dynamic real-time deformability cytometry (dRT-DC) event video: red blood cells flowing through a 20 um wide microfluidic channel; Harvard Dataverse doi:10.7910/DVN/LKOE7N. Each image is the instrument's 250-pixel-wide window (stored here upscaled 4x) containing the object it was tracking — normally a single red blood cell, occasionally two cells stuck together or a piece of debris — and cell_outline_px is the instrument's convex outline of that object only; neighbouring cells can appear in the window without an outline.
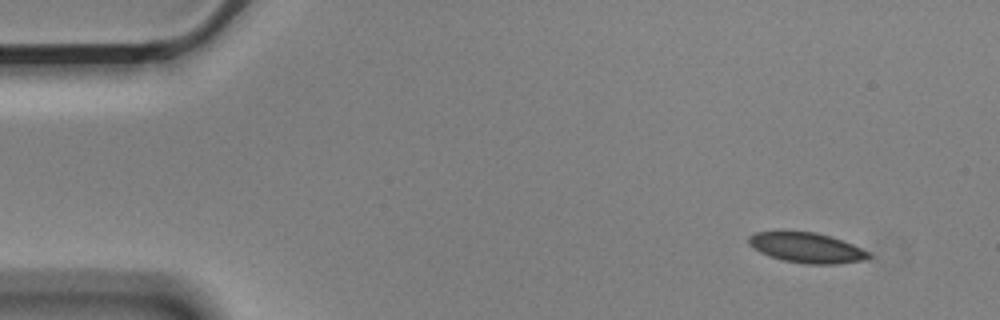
{"species": "Egyptian fruit bat (a non-hibernating species)", "species_latin": "Rousettus aegyptiacus", "temperature_condition": "cold", "stored_images_in_passage": 4, "camera_frame_rate_fps": 3000, "um_per_image_px": 0.085, "animal": {"sex": "male"}, "frame": {"image": 1, "passage_image": 1, "time_ms": 0.0, "image_size_px": [1000, 320], "cell_outline_px": [[872, 256], [868, 260], [836, 264], [808, 264], [784, 260], [760, 252], [748, 244], [748, 236], [756, 232], [816, 232], [852, 244], [868, 252]], "centroid_in_image_um": [68.59, 21.07], "position_along_channel_um": 16.4, "area_um2": 20.75}}
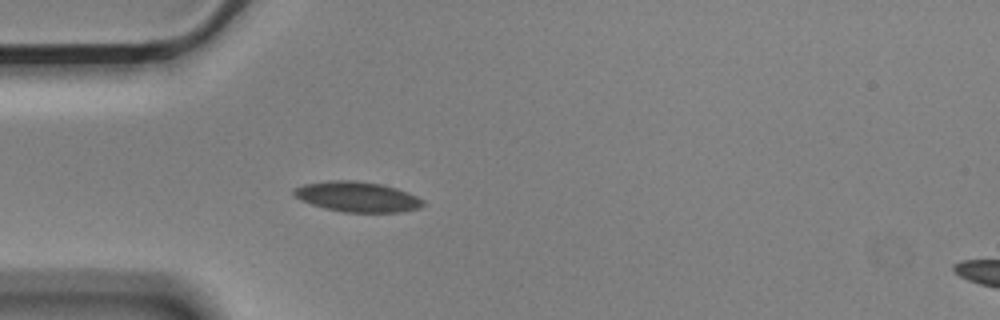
{"frame": {"image": 2, "passage_image": 4, "time_ms": 1.0, "image_size_px": [1000, 320], "cell_outline_px": [[424, 204], [420, 208], [400, 212], [344, 212], [324, 208], [300, 200], [292, 192], [292, 188], [304, 184], [328, 180], [356, 180], [380, 184], [396, 188], [408, 192], [424, 200]], "centroid_in_image_um": [30.35, 16.72], "position_along_channel_um": 54.6, "area_um2": 22.83}}